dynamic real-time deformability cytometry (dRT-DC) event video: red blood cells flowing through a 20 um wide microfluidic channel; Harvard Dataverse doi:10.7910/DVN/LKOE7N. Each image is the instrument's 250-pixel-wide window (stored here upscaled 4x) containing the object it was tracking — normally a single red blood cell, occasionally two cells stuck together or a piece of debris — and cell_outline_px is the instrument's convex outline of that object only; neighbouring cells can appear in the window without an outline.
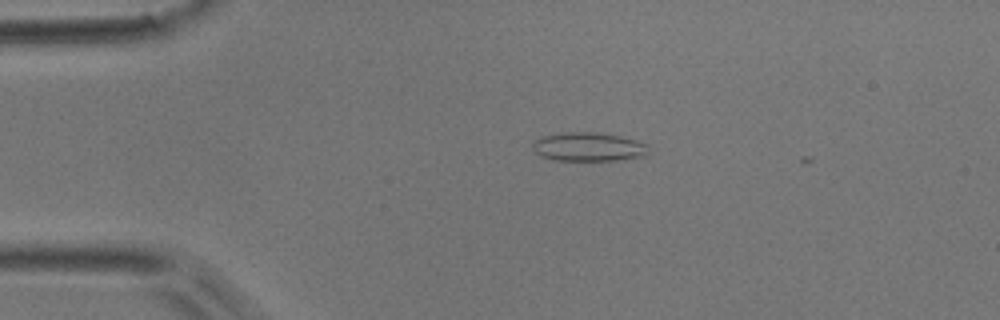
{"species": "common noctule bat (a hibernating species)", "species_latin": "Nyctalus noctula", "temperature_condition": "room temperature", "stored_images_in_passage": 5, "camera_frame_rate_fps": 3000, "um_per_image_px": 0.085, "animal": {"sex": "male", "body_mass_g": 17.9}, "frame": {"image": 1, "passage_image": 1, "time_ms": 0.0, "image_size_px": [1000, 320], "cell_outline_px": [[648, 156], [612, 160], [556, 160], [540, 156], [532, 148], [532, 140], [540, 136], [560, 132], [596, 132], [620, 136], [636, 140], [648, 144]], "centroid_in_image_um": [49.99, 12.47], "position_along_channel_um": 35.0, "area_um2": 19.71}}